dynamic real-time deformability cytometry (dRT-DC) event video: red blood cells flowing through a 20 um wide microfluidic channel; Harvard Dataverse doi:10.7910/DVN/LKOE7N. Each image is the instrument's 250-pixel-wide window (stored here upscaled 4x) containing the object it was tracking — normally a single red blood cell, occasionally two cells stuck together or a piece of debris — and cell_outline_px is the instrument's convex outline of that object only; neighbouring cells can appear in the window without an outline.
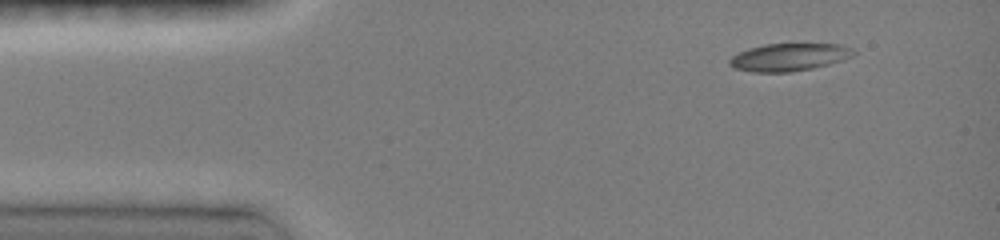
{"species": "common noctule bat (a hibernating species)", "species_latin": "Nyctalus noctula", "temperature_condition": "room temperature", "stored_images_in_passage": 23, "camera_frame_rate_fps": 3000, "um_per_image_px": 0.085, "animal": {"sex": "female", "body_mass_g": 19.0, "forearm_length_mm": 51.5}, "frame": {"image": 1, "passage_image": 1, "time_ms": 0.0, "image_size_px": [1000, 240], "cell_outline_px": [[856, 52], [852, 56], [844, 60], [812, 68], [792, 72], [752, 72], [732, 68], [728, 64], [728, 60], [732, 56], [748, 48], [764, 44], [840, 44], [852, 48]], "centroid_in_image_um": [67.05, 4.86], "position_along_channel_um": 18.0, "area_um2": 20.06}}
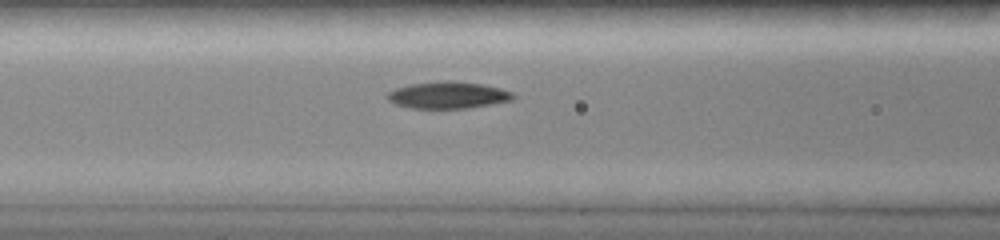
{"frame": {"image": 2, "passage_image": 8, "time_ms": 4.667, "image_size_px": [1000, 240], "cell_outline_px": [[516, 96], [512, 100], [468, 108], [412, 108], [396, 104], [388, 100], [388, 92], [396, 88], [412, 84], [440, 80], [452, 80], [480, 84], [500, 88], [512, 92]], "centroid_in_image_um": [38.09, 8.07], "position_along_channel_um": 128.5, "area_um2": 19.54}}
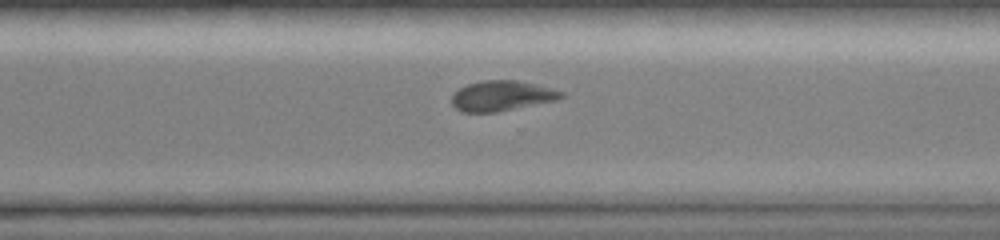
{"frame": {"image": 3, "passage_image": 22, "time_ms": 9.667, "image_size_px": [1000, 240], "cell_outline_px": [[564, 96], [556, 100], [496, 112], [460, 112], [452, 104], [452, 96], [460, 88], [468, 84], [484, 80], [520, 80], [564, 92]], "centroid_in_image_um": [42.64, 8.14], "position_along_channel_um": 328.0, "area_um2": 19.07}}